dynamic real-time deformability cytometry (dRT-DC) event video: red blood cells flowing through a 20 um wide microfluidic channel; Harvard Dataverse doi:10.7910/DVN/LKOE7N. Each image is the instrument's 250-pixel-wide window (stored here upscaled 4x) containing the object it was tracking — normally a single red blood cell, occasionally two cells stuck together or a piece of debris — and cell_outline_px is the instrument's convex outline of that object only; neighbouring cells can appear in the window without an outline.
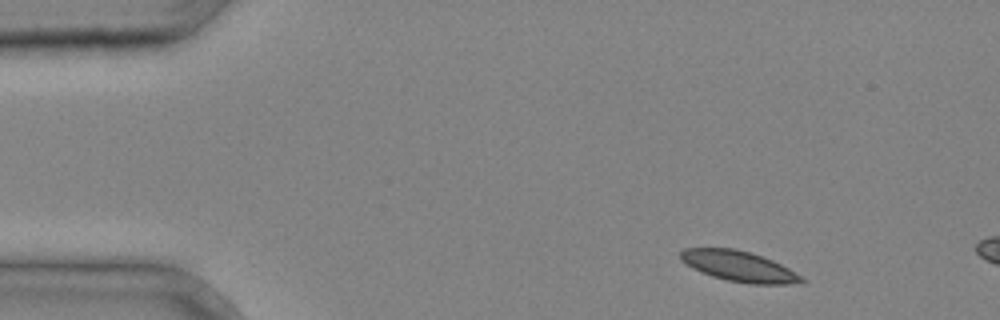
{"species": "common noctule bat (a hibernating species)", "species_latin": "Nyctalus noctula", "temperature_condition": "cold", "stored_images_in_passage": 3, "camera_frame_rate_fps": 3000, "um_per_image_px": 0.085, "animal": {"sex": "male", "body_mass_g": 20.4}, "frame": {"image": 1, "passage_image": 1, "time_ms": 0.0, "image_size_px": [1000, 320], "cell_outline_px": [[808, 280], [788, 284], [748, 284], [728, 280], [712, 276], [692, 268], [680, 260], [680, 252], [684, 248], [736, 248], [772, 260], [788, 268]], "centroid_in_image_um": [62.78, 22.63], "position_along_channel_um": 22.2, "area_um2": 21.33}}